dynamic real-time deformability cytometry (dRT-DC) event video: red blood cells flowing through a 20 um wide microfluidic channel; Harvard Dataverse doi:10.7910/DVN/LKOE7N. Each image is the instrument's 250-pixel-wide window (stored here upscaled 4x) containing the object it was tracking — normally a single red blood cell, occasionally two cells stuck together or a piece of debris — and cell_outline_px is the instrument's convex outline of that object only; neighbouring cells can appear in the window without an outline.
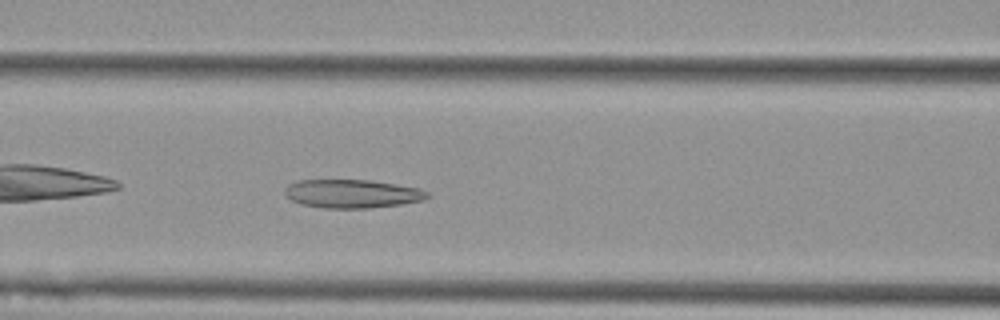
{"species": "Egyptian fruit bat (a non-hibernating species)", "species_latin": "Rousettus aegyptiacus", "temperature_condition": "cold", "stored_images_in_passage": 40, "camera_frame_rate_fps": 3000, "um_per_image_px": 0.085, "animal": {"sex": "female"}, "frame": {"image": 1, "passage_image": 8, "time_ms": 2.333, "image_size_px": [1000, 320], "cell_outline_px": [[432, 196], [424, 200], [400, 204], [368, 208], [324, 208], [300, 204], [292, 200], [284, 192], [284, 188], [288, 184], [296, 180], [368, 180], [396, 184], [420, 188], [428, 192]], "centroid_in_image_um": [29.94, 16.46], "position_along_channel_um": 136.7, "area_um2": 23.76}}
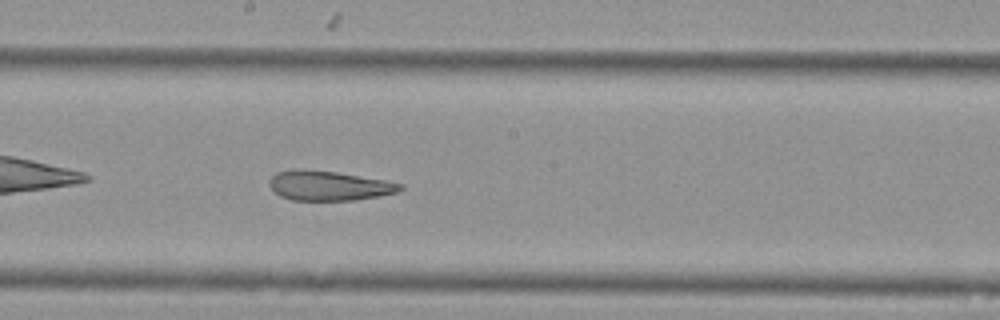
{"frame": {"image": 2, "passage_image": 15, "time_ms": 4.667, "image_size_px": [1000, 320], "cell_outline_px": [[404, 188], [396, 192], [380, 196], [356, 200], [292, 200], [280, 196], [268, 184], [268, 180], [276, 172], [296, 168], [336, 172], [384, 180], [400, 184]], "centroid_in_image_um": [27.91, 15.78], "position_along_channel_um": 220.3, "area_um2": 22.54}}
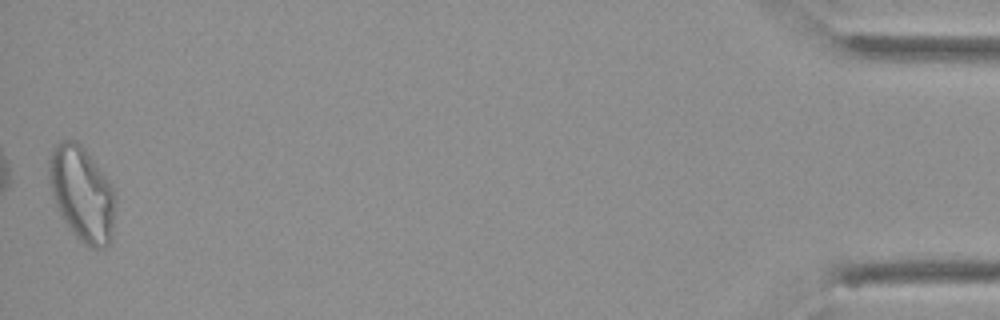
{"frame": {"image": 3, "passage_image": 40, "time_ms": 13.0, "image_size_px": [1000, 320], "cell_outline_px": [[116, 200], [112, 236], [108, 244], [104, 248], [92, 248], [80, 240], [76, 236], [64, 220], [56, 204], [48, 180], [48, 160], [52, 148], [60, 140], [76, 140], [84, 148], [112, 184], [116, 196]], "centroid_in_image_um": [6.98, 16.44], "position_along_channel_um": 428.2, "area_um2": 36.65}, "authors_computed_cell_mechanics": {"area_um2": 24.5939, "velocity_mm_per_s": 3.6012, "shape_relaxation_time_tau1_ms": null, "shape_relaxation_time_tau2_ms": 3.5994, "deformation_change_tau1": null, "deformation_change_tau2": 0.1329}}